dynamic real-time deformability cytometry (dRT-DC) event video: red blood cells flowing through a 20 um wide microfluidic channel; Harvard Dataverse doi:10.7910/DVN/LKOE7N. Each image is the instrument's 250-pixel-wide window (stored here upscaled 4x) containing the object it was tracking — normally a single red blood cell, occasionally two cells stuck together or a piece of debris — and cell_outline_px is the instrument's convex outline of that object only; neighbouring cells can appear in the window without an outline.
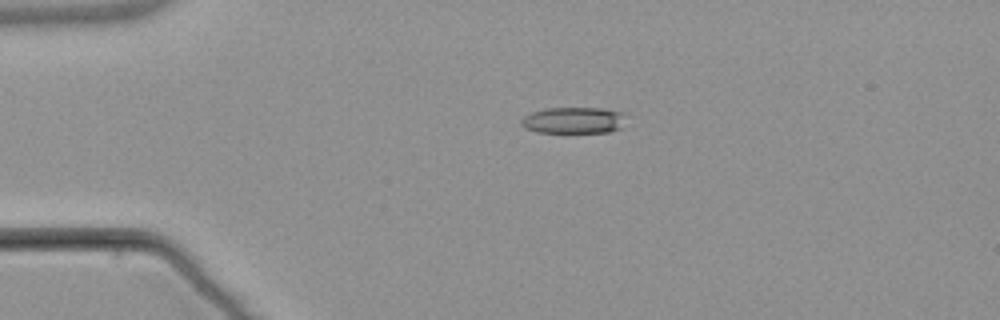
{"species": "common noctule bat (a hibernating species)", "species_latin": "Nyctalus noctula", "temperature_condition": "warm", "stored_images_in_passage": 4, "camera_frame_rate_fps": 3000, "um_per_image_px": 0.085, "animal": {"sex": "male", "body_mass_g": 21.5, "forearm_length_mm": 52.0}, "frame": {"image": 1, "passage_image": 3, "time_ms": 3.333, "image_size_px": [1000, 320], "cell_outline_px": [[620, 128], [608, 132], [536, 132], [524, 128], [520, 124], [520, 120], [524, 116], [532, 112], [544, 108], [604, 108], [620, 112]], "centroid_in_image_um": [48.62, 10.22], "position_along_channel_um": 36.4, "area_um2": 15.78}}